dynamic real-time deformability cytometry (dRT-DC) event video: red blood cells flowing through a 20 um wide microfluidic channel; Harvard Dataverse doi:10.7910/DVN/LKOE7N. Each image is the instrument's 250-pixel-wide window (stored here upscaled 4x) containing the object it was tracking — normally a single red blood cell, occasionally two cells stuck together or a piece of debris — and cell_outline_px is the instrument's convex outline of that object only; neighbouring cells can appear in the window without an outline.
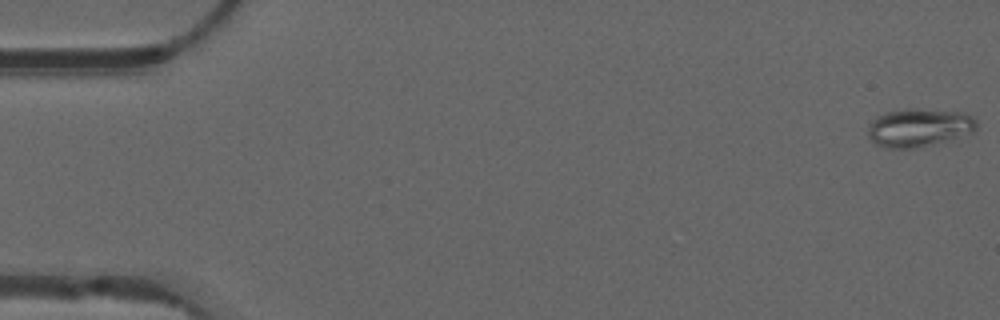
{"species": "common noctule bat (a hibernating species)", "species_latin": "Nyctalus noctula", "temperature_condition": "warm", "stored_images_in_passage": 11, "camera_frame_rate_fps": 3000, "um_per_image_px": 0.085, "animal": {"sex": "male", "forearm_length_mm": 52.5}, "frame": {"image": 1, "passage_image": 1, "time_ms": 0.0, "image_size_px": [1000, 320], "cell_outline_px": [[976, 128], [972, 132], [916, 148], [884, 148], [876, 144], [868, 136], [868, 124], [876, 116], [888, 112], [904, 108], [916, 108], [964, 112], [976, 116]], "centroid_in_image_um": [78.09, 10.82], "position_along_channel_um": 6.9, "area_um2": 24.22}}